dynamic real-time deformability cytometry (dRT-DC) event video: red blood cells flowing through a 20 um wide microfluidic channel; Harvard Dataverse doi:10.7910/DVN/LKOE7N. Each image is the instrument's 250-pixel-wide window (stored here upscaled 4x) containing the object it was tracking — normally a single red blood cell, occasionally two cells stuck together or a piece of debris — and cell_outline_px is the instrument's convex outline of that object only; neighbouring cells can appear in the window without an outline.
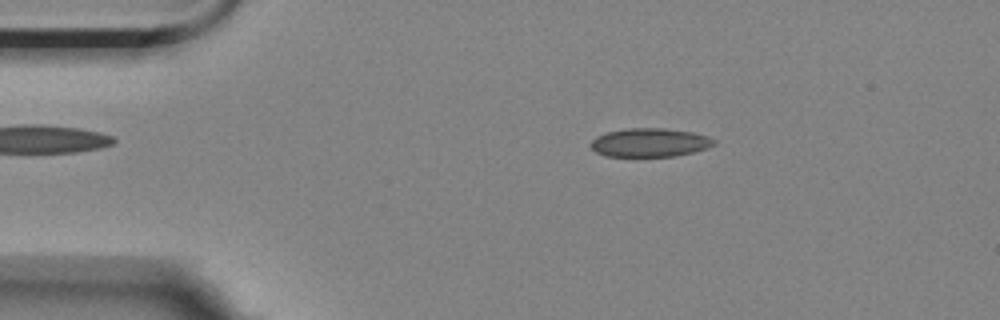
{"species": "Egyptian fruit bat (a non-hibernating species)", "species_latin": "Rousettus aegyptiacus", "temperature_condition": "room temperature", "stored_images_in_passage": 54, "camera_frame_rate_fps": 3000, "um_per_image_px": 0.085, "animal": {"sex": "female"}, "frame": {"image": 1, "passage_image": 8, "time_ms": 2.333, "image_size_px": [1000, 320], "cell_outline_px": [[716, 144], [708, 148], [676, 156], [604, 156], [596, 152], [588, 144], [596, 136], [604, 132], [628, 128], [664, 128], [692, 132], [708, 136], [716, 140]], "centroid_in_image_um": [55.22, 12.11], "position_along_channel_um": 29.8, "area_um2": 20.75}}
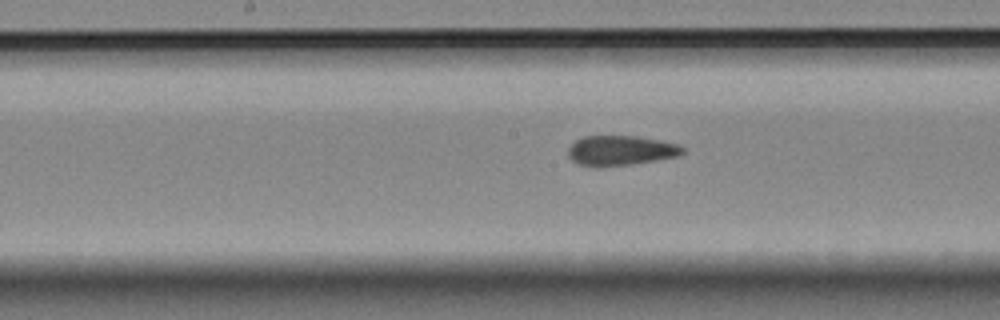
{"frame": {"image": 2, "passage_image": 26, "time_ms": 8.333, "image_size_px": [1000, 320], "cell_outline_px": [[684, 152], [680, 156], [656, 160], [628, 164], [580, 164], [572, 160], [568, 156], [568, 148], [576, 140], [584, 136], [636, 136], [660, 140], [680, 144], [684, 148]], "centroid_in_image_um": [52.83, 12.75], "position_along_channel_um": 195.4, "area_um2": 19.36}}
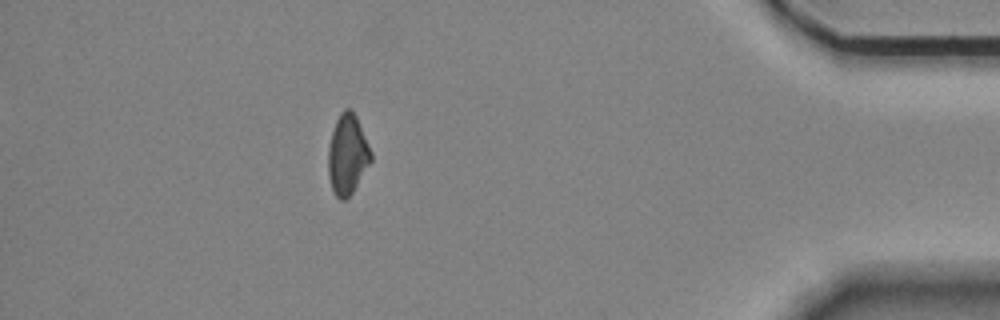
{"frame": {"image": 3, "passage_image": 48, "time_ms": 15.667, "image_size_px": [1000, 320], "cell_outline_px": [[372, 160], [352, 192], [344, 200], [340, 200], [336, 196], [332, 188], [328, 176], [328, 148], [332, 132], [336, 120], [340, 112], [344, 108], [352, 108], [356, 116], [372, 152]], "centroid_in_image_um": [29.53, 13.11], "position_along_channel_um": 405.7, "area_um2": 19.88}, "authors_computed_cell_mechanics": {"area_um2": 20.2878, "velocity_mm_per_s": 3.5209, "shape_relaxation_time_tau1_ms": null, "shape_relaxation_time_tau2_ms": 3.2562, "deformation_change_tau1": null, "deformation_change_tau2": 0.0836}}